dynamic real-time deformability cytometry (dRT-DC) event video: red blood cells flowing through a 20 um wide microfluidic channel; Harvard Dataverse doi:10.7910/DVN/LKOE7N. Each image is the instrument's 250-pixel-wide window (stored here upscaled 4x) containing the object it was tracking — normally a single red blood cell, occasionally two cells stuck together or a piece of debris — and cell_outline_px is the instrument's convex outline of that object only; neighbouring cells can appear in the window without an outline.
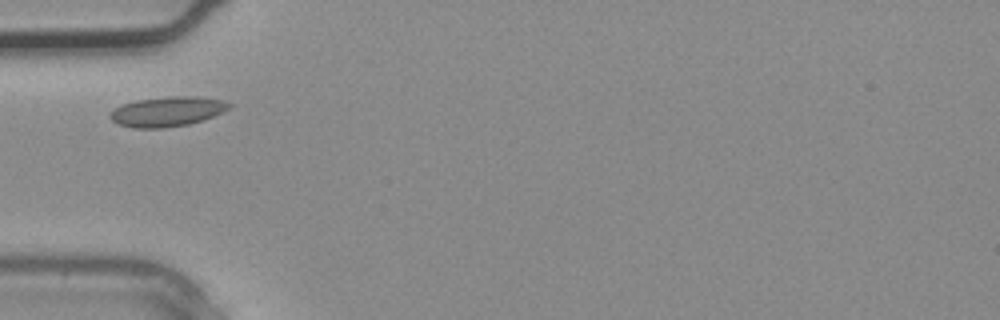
{"species": "common noctule bat (a hibernating species)", "species_latin": "Nyctalus noctula", "temperature_condition": "warm", "stored_images_in_passage": 2, "camera_frame_rate_fps": 3000, "um_per_image_px": 0.085, "animal": {"sex": "male", "body_mass_g": 20.4}, "frame": {"image": 1, "passage_image": 2, "time_ms": 0.333, "image_size_px": [1000, 320], "cell_outline_px": [[232, 104], [228, 108], [204, 120], [188, 124], [164, 128], [132, 128], [120, 124], [112, 120], [108, 116], [120, 104], [136, 100], [172, 96], [196, 96], [224, 100]], "centroid_in_image_um": [14.2, 9.48], "position_along_channel_um": 70.8, "area_um2": 20.58}}